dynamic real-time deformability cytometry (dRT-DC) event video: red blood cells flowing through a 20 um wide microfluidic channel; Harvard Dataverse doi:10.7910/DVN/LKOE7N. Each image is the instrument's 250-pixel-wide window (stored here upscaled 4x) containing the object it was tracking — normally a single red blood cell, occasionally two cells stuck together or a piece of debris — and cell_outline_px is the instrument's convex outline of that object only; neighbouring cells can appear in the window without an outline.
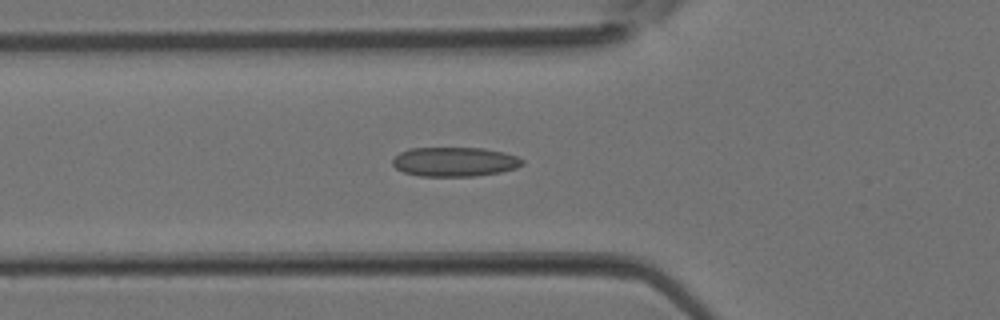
{"species": "Egyptian fruit bat (a non-hibernating species)", "species_latin": "Rousettus aegyptiacus", "temperature_condition": "room temperature", "stored_images_in_passage": 38, "camera_frame_rate_fps": 3000, "um_per_image_px": 0.085, "animal": {"sex": "female"}, "frame": {"image": 1, "passage_image": 13, "time_ms": 4.0, "image_size_px": [1000, 320], "cell_outline_px": [[524, 164], [516, 168], [500, 172], [476, 176], [420, 176], [404, 172], [396, 168], [392, 164], [392, 160], [400, 152], [408, 148], [484, 148], [504, 152], [516, 156], [524, 160]], "centroid_in_image_um": [38.65, 13.75], "position_along_channel_um": 87.1, "area_um2": 22.25}}
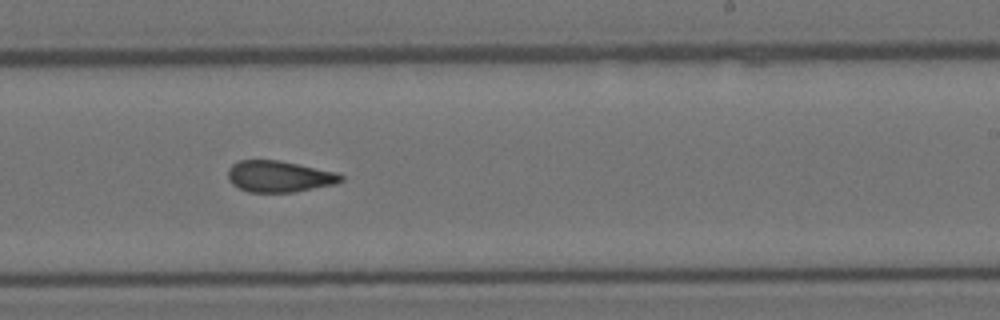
{"frame": {"image": 2, "passage_image": 23, "time_ms": 7.333, "image_size_px": [1000, 320], "cell_outline_px": [[344, 180], [336, 184], [292, 192], [248, 192], [232, 184], [228, 180], [228, 168], [232, 164], [240, 160], [280, 160], [336, 172], [344, 176]], "centroid_in_image_um": [23.73, 14.99], "position_along_channel_um": 265.3, "area_um2": 20.69}}
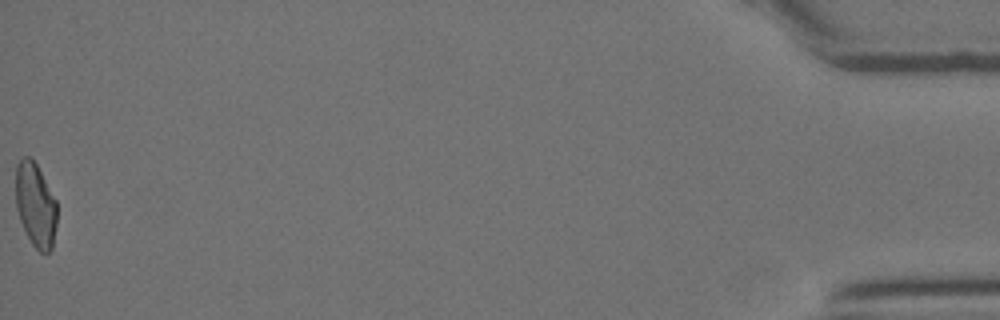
{"frame": {"image": 3, "passage_image": 38, "time_ms": 12.333, "image_size_px": [1000, 320], "cell_outline_px": [[56, 224], [52, 248], [48, 252], [40, 252], [32, 244], [20, 220], [16, 208], [16, 164], [24, 156], [28, 156], [36, 164], [56, 200]], "centroid_in_image_um": [3.01, 17.42], "position_along_channel_um": 432.2, "area_um2": 19.94}}